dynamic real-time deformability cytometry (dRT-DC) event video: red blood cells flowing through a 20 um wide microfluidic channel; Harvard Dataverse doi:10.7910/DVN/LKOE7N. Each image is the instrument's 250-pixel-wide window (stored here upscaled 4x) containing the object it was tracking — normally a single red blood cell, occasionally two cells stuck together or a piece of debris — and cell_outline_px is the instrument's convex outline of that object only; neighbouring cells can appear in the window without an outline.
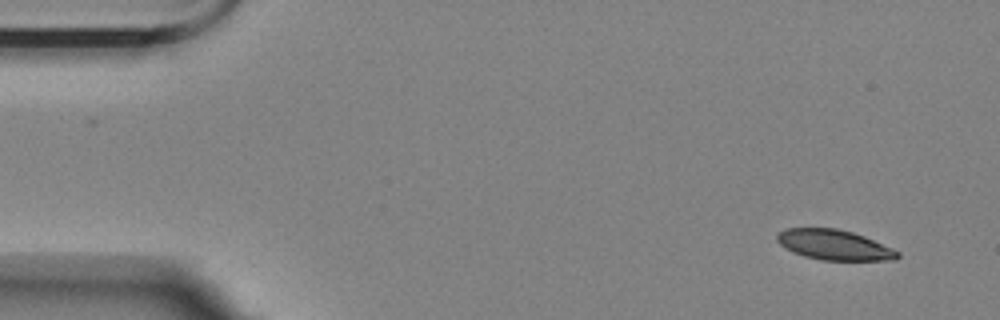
{"species": "Egyptian fruit bat (a non-hibernating species)", "species_latin": "Rousettus aegyptiacus", "temperature_condition": "room temperature", "stored_images_in_passage": 3, "camera_frame_rate_fps": 3000, "um_per_image_px": 0.085, "animal": {"sex": "female"}, "frame": {"image": 1, "passage_image": 3, "time_ms": 2.667, "image_size_px": [1000, 320], "cell_outline_px": [[900, 256], [896, 260], [820, 260], [804, 256], [792, 252], [780, 244], [776, 240], [776, 236], [784, 228], [836, 228], [852, 232], [864, 236], [892, 248], [900, 252]], "centroid_in_image_um": [70.9, 20.82], "position_along_channel_um": 14.1, "area_um2": 21.21}}